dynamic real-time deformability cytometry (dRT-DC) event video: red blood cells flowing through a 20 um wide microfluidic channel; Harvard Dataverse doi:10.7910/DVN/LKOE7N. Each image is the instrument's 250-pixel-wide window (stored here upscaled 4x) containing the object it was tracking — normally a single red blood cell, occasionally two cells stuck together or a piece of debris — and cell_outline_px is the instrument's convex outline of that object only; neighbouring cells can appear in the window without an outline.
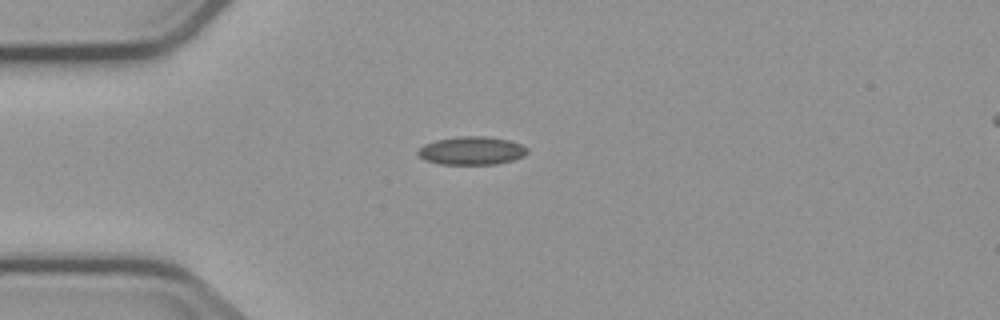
{"species": "common noctule bat (a hibernating species)", "species_latin": "Nyctalus noctula", "temperature_condition": "cold", "stored_images_in_passage": 2, "camera_frame_rate_fps": 3000, "um_per_image_px": 0.085, "animal": {"sex": "male", "body_mass_g": 23.1, "forearm_length_mm": 52.7}, "frame": {"image": 1, "passage_image": 1, "time_ms": 0.0, "image_size_px": [1000, 320], "cell_outline_px": [[528, 152], [524, 156], [512, 160], [496, 164], [440, 164], [424, 160], [416, 156], [416, 152], [424, 144], [436, 140], [460, 136], [484, 136], [508, 140], [520, 144], [528, 148]], "centroid_in_image_um": [40.06, 12.81], "position_along_channel_um": 44.9, "area_um2": 18.03}}
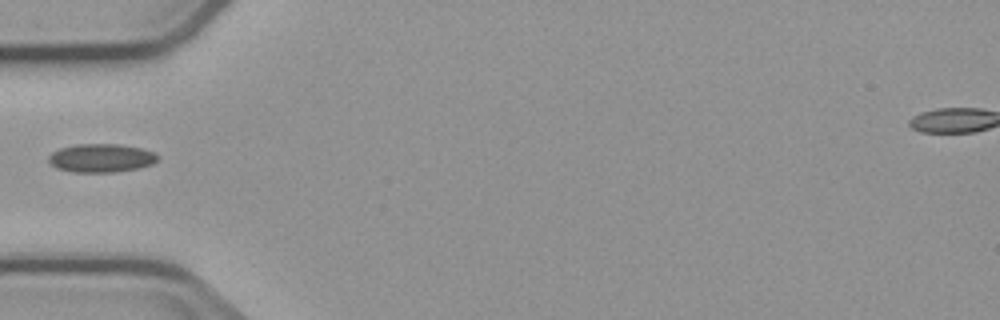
{"frame": {"image": 2, "passage_image": 2, "time_ms": 1.333, "image_size_px": [1000, 320], "cell_outline_px": [[160, 156], [152, 164], [136, 168], [116, 172], [72, 172], [56, 168], [48, 160], [48, 156], [52, 152], [60, 148], [76, 144], [116, 144], [140, 148], [152, 152]], "centroid_in_image_um": [8.56, 13.43], "position_along_channel_um": 76.4, "area_um2": 17.98}}